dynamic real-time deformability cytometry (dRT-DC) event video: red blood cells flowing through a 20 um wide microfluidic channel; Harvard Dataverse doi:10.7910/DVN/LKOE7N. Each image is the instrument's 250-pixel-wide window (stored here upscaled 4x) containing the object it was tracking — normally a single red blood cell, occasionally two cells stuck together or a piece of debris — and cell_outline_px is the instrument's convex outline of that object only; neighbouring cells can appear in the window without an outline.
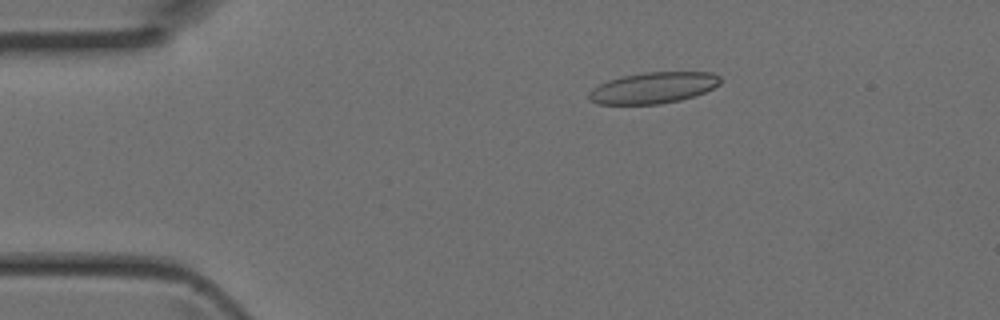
{"species": "Egyptian fruit bat (a non-hibernating species)", "species_latin": "Rousettus aegyptiacus", "temperature_condition": "room temperature", "stored_images_in_passage": 40, "camera_frame_rate_fps": 3000, "um_per_image_px": 0.085, "animal": {"sex": "female"}, "frame": {"image": 1, "passage_image": 4, "time_ms": 1.0, "image_size_px": [1000, 320], "cell_outline_px": [[720, 84], [696, 96], [680, 100], [660, 104], [596, 104], [588, 100], [588, 92], [592, 88], [608, 80], [620, 76], [644, 72], [712, 72], [720, 76]], "centroid_in_image_um": [55.5, 7.46], "position_along_channel_um": 29.5, "area_um2": 24.1}}
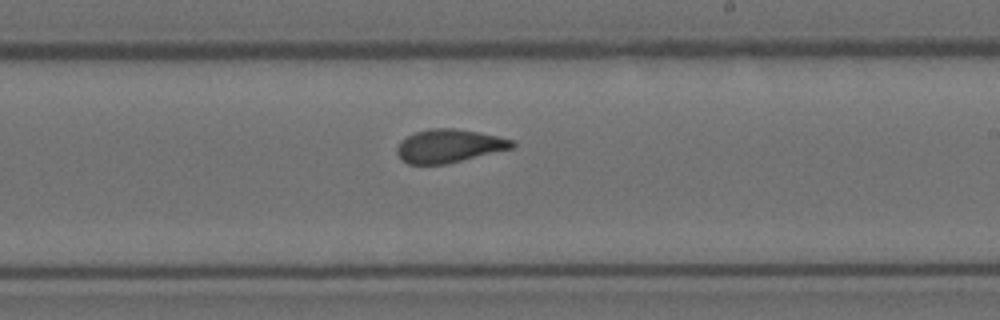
{"frame": {"image": 2, "passage_image": 22, "time_ms": 7.0, "image_size_px": [1000, 320], "cell_outline_px": [[516, 144], [512, 148], [444, 164], [408, 164], [400, 160], [396, 152], [396, 148], [400, 140], [416, 132], [432, 128], [452, 128], [476, 132], [516, 140]], "centroid_in_image_um": [38.12, 12.41], "position_along_channel_um": 250.9, "area_um2": 22.14}}
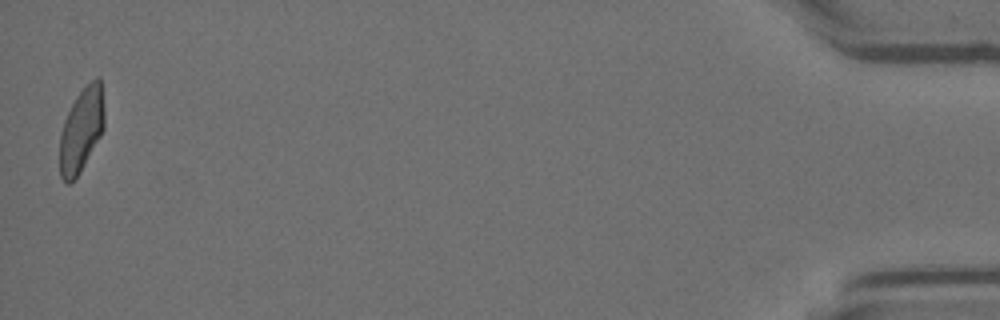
{"frame": {"image": 3, "passage_image": 40, "time_ms": 13.0, "image_size_px": [1000, 320], "cell_outline_px": [[104, 128], [100, 136], [80, 172], [68, 184], [60, 176], [60, 132], [64, 120], [76, 96], [96, 76], [100, 76], [104, 104]], "centroid_in_image_um": [6.93, 11.01], "position_along_channel_um": 428.3, "area_um2": 21.68}}